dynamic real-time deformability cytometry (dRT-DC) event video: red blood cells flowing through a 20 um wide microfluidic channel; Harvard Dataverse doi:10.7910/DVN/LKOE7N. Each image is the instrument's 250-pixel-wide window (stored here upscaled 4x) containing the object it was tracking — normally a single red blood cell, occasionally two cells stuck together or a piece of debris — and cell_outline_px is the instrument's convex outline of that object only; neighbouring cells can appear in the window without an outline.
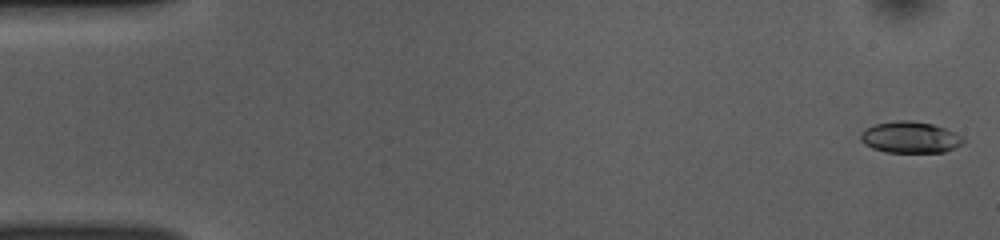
{"species": "common noctule bat (a hibernating species)", "species_latin": "Nyctalus noctula", "temperature_condition": "room temperature", "stored_images_in_passage": 52, "camera_frame_rate_fps": 3000, "um_per_image_px": 0.085, "animal": {"sex": "female", "body_mass_g": 10.0, "forearm_length_mm": 53.1}, "frame": {"image": 1, "passage_image": 1, "time_ms": 0.0, "image_size_px": [1000, 240], "cell_outline_px": [[964, 140], [956, 148], [944, 152], [888, 152], [872, 148], [864, 144], [860, 140], [860, 132], [876, 124], [896, 120], [912, 120], [932, 124], [944, 128], [960, 136]], "centroid_in_image_um": [77.33, 11.67], "position_along_channel_um": 7.7, "area_um2": 18.61}}
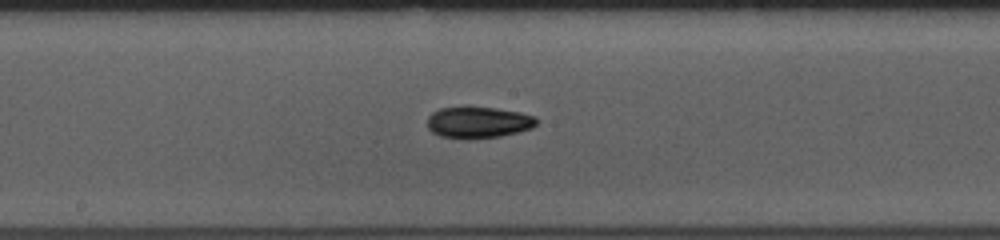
{"frame": {"image": 2, "passage_image": 27, "time_ms": 8.667, "image_size_px": [1000, 240], "cell_outline_px": [[540, 120], [532, 128], [500, 136], [468, 140], [440, 136], [432, 132], [428, 128], [428, 116], [432, 112], [440, 108], [464, 104], [468, 104], [496, 108], [520, 112], [536, 116]], "centroid_in_image_um": [40.63, 10.36], "position_along_channel_um": 207.6, "area_um2": 20.87}}
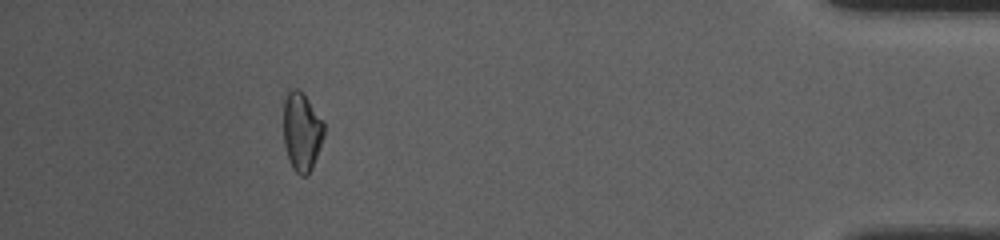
{"frame": {"image": 3, "passage_image": 47, "time_ms": 15.333, "image_size_px": [1000, 240], "cell_outline_px": [[324, 136], [312, 168], [308, 176], [300, 176], [292, 168], [284, 144], [280, 100], [292, 88], [300, 88], [304, 92], [324, 124]], "centroid_in_image_um": [25.58, 11.11], "position_along_channel_um": 409.6, "area_um2": 19.36}, "authors_computed_cell_mechanics": {"area_um2": 19.074, "velocity_mm_per_s": 3.8704, "shape_relaxation_time_tau1_ms": 4.0403, "shape_relaxation_time_tau2_ms": 7.6393, "deformation_change_tau1": 0.1524, "deformation_change_tau2": 0.1488}}